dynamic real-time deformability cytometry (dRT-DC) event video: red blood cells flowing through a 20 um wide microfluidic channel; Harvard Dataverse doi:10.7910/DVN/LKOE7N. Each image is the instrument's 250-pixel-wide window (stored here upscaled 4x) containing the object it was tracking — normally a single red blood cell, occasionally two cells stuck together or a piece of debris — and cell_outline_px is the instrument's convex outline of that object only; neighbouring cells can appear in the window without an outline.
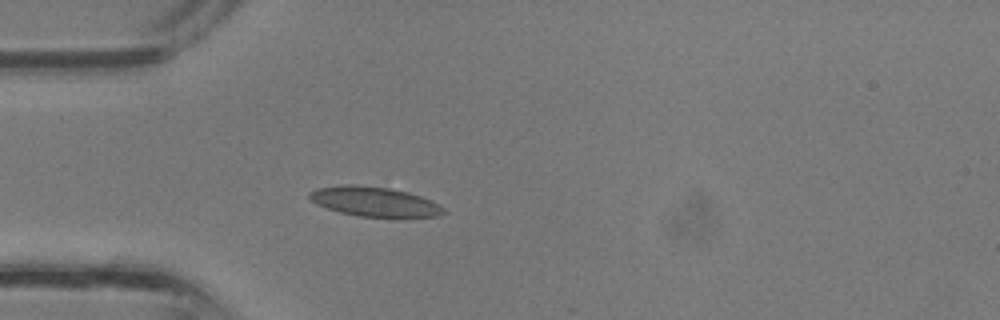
{"species": "common noctule bat (a hibernating species)", "species_latin": "Nyctalus noctula", "temperature_condition": "room temperature", "stored_images_in_passage": 28, "camera_frame_rate_fps": 3000, "um_per_image_px": 0.085, "animal": {"sex": "male", "body_mass_g": 13.3}, "frame": {"image": 1, "passage_image": 5, "time_ms": 1.333, "image_size_px": [1000, 320], "cell_outline_px": [[444, 212], [436, 216], [404, 220], [356, 216], [340, 212], [316, 204], [308, 196], [308, 192], [316, 188], [340, 184], [356, 184], [388, 188], [408, 192], [432, 200], [440, 204], [444, 208]], "centroid_in_image_um": [31.87, 17.18], "position_along_channel_um": 53.1, "area_um2": 24.16}}
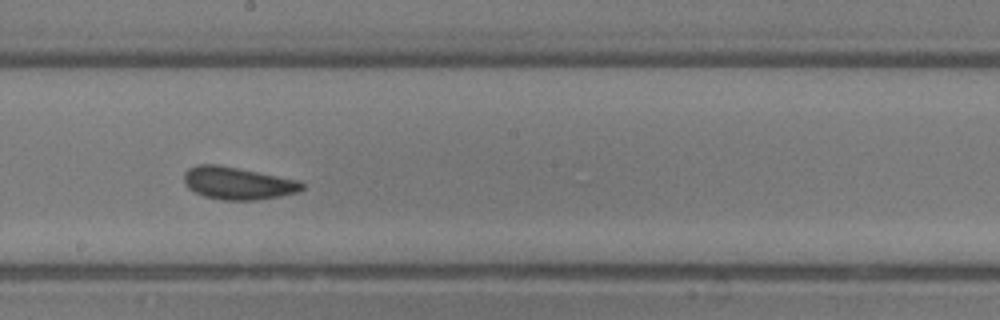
{"frame": {"image": 2, "passage_image": 15, "time_ms": 4.667, "image_size_px": [1000, 320], "cell_outline_px": [[304, 188], [296, 192], [280, 196], [256, 200], [220, 200], [204, 196], [188, 188], [184, 184], [184, 172], [188, 168], [196, 164], [216, 164], [300, 180], [304, 184]], "centroid_in_image_um": [20.18, 15.57], "position_along_channel_um": 228.0, "area_um2": 22.37}}
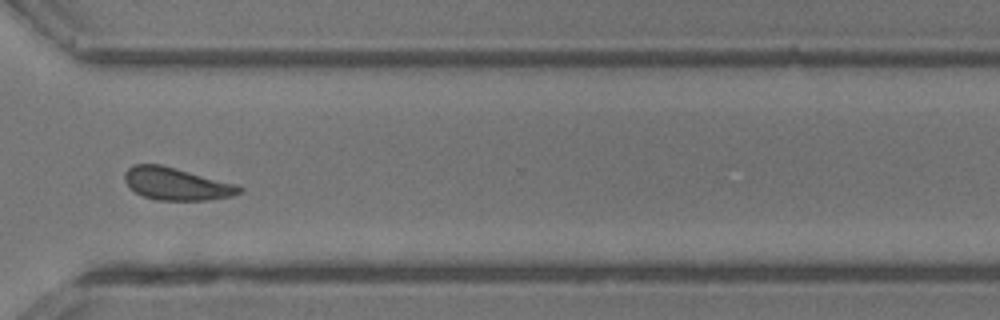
{"frame": {"image": 3, "passage_image": 22, "time_ms": 7.0, "image_size_px": [1000, 320], "cell_outline_px": [[244, 192], [232, 196], [208, 200], [156, 200], [144, 196], [136, 192], [124, 180], [124, 172], [128, 168], [136, 164], [160, 164], [236, 184], [244, 188]], "centroid_in_image_um": [15.03, 15.63], "position_along_channel_um": 355.6, "area_um2": 21.56}}